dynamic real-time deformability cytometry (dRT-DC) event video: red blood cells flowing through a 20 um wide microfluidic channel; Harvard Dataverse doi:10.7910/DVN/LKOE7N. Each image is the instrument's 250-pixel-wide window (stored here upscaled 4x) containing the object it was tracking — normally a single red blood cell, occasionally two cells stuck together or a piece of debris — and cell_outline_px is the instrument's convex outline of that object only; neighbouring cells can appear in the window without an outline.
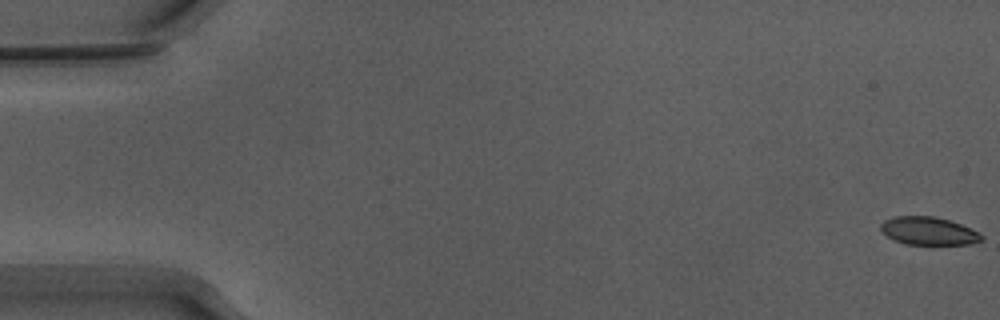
{"species": "Egyptian fruit bat (a non-hibernating species)", "species_latin": "Rousettus aegyptiacus", "temperature_condition": "warm", "stored_images_in_passage": 54, "camera_frame_rate_fps": 3000, "um_per_image_px": 0.085, "animal": {"sex": "male"}, "frame": {"image": 1, "passage_image": 1, "time_ms": 0.0, "image_size_px": [1000, 320], "cell_outline_px": [[984, 240], [968, 244], [904, 244], [880, 232], [880, 224], [884, 220], [892, 216], [932, 216], [948, 220], [960, 224], [980, 232], [984, 236]], "centroid_in_image_um": [78.91, 19.63], "position_along_channel_um": 6.1, "area_um2": 16.47}}
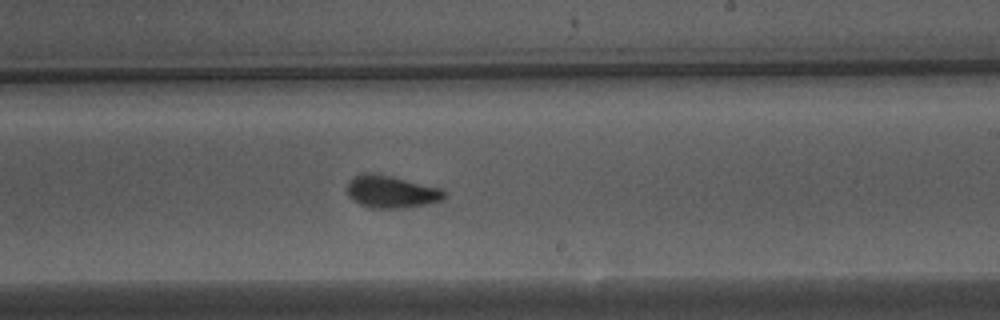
{"frame": {"image": 2, "passage_image": 33, "time_ms": 10.667, "image_size_px": [1000, 320], "cell_outline_px": [[448, 192], [440, 200], [424, 204], [404, 208], [368, 208], [352, 200], [348, 192], [348, 184], [352, 176], [364, 172], [372, 172], [392, 176], [440, 188]], "centroid_in_image_um": [33.22, 16.28], "position_along_channel_um": 255.8, "area_um2": 18.32}}
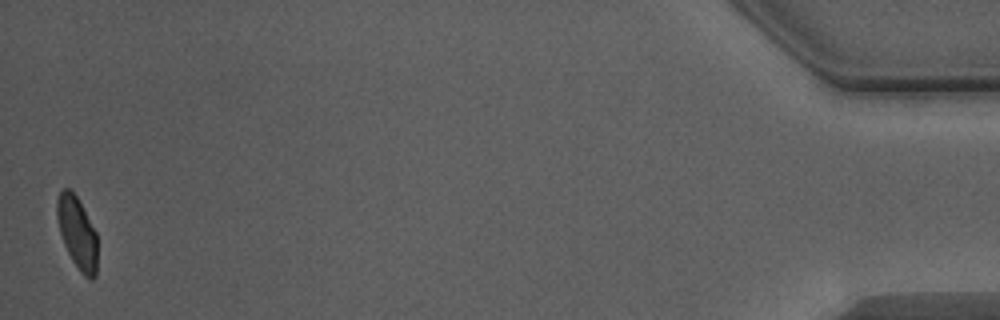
{"frame": {"image": 3, "passage_image": 54, "time_ms": 17.667, "image_size_px": [1000, 320], "cell_outline_px": [[96, 276], [92, 280], [88, 280], [80, 272], [72, 260], [64, 244], [60, 232], [56, 216], [56, 200], [60, 192], [64, 188], [68, 188], [76, 196], [96, 232]], "centroid_in_image_um": [6.55, 19.81], "position_along_channel_um": 428.7, "area_um2": 16.76}, "authors_computed_cell_mechanics": {"area_um2": 18.1492, "velocity_mm_per_s": 3.8667, "shape_relaxation_time_tau1_ms": 4.9991, "shape_relaxation_time_tau2_ms": 1.0748, "deformation_change_tau1": 0.1422, "deformation_change_tau2": 0.0637}}